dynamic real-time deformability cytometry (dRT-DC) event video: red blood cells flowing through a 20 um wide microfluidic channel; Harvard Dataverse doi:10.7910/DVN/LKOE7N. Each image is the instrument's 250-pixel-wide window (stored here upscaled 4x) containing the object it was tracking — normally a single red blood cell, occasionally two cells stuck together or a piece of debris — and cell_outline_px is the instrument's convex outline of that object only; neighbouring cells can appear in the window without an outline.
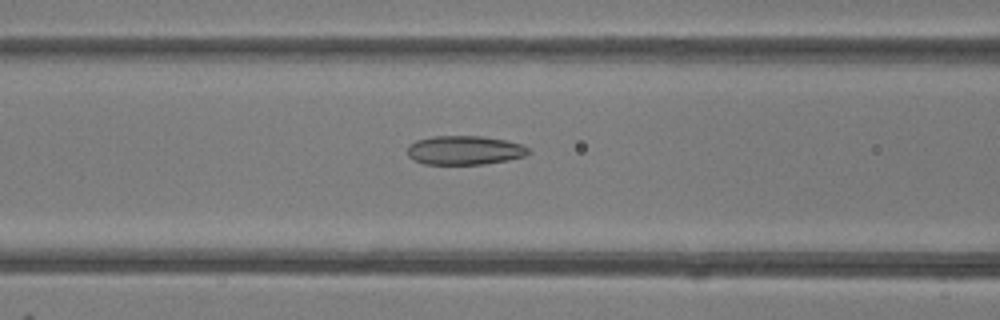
{"species": "common noctule bat (a hibernating species)", "species_latin": "Nyctalus noctula", "temperature_condition": "room temperature", "stored_images_in_passage": 49, "camera_frame_rate_fps": 3000, "um_per_image_px": 0.085, "animal": {"sex": "female"}, "frame": {"image": 1, "passage_image": 20, "time_ms": 6.333, "image_size_px": [1000, 320], "cell_outline_px": [[528, 152], [524, 156], [508, 160], [484, 164], [424, 164], [412, 160], [408, 156], [408, 144], [416, 140], [432, 136], [480, 136], [504, 140], [520, 144], [528, 148]], "centroid_in_image_um": [39.42, 12.77], "position_along_channel_um": 127.2, "area_um2": 20.4}}
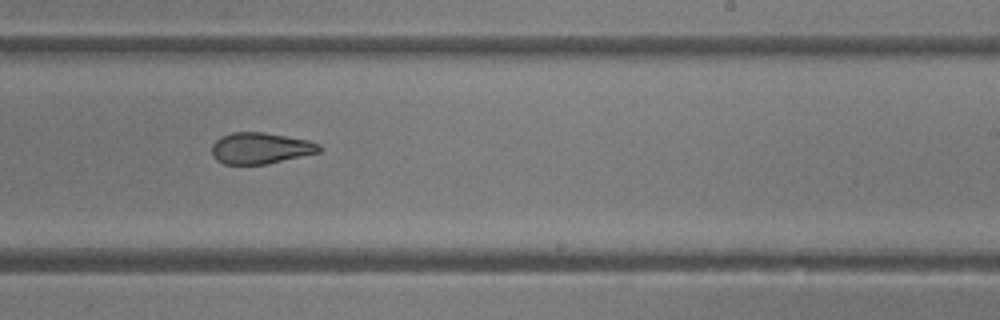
{"frame": {"image": 2, "passage_image": 30, "time_ms": 9.667, "image_size_px": [1000, 320], "cell_outline_px": [[324, 148], [320, 152], [268, 164], [224, 164], [216, 160], [212, 156], [212, 144], [220, 136], [232, 132], [264, 132], [308, 140], [320, 144]], "centroid_in_image_um": [22.15, 12.59], "position_along_channel_um": 266.9, "area_um2": 19.77}}
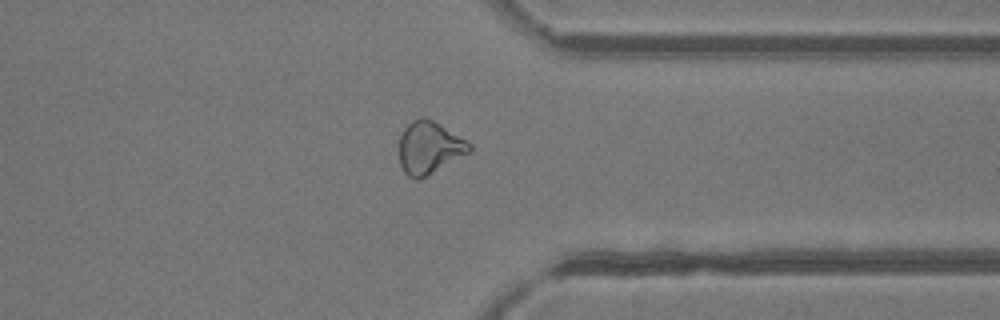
{"frame": {"image": 3, "passage_image": 38, "time_ms": 12.333, "image_size_px": [1000, 320], "cell_outline_px": [[472, 152], [420, 180], [416, 180], [408, 176], [404, 172], [400, 164], [400, 136], [404, 128], [412, 120], [420, 116], [432, 120], [440, 124], [468, 140], [472, 144]], "centroid_in_image_um": [36.53, 12.56], "position_along_channel_um": 374.9, "area_um2": 21.85}, "authors_computed_cell_mechanics": {"area_um2": 22.831, "velocity_mm_per_s": 4.193, "shape_relaxation_time_tau1_ms": null, "shape_relaxation_time_tau2_ms": 2.5775, "deformation_change_tau1": null, "deformation_change_tau2": 0.099}}